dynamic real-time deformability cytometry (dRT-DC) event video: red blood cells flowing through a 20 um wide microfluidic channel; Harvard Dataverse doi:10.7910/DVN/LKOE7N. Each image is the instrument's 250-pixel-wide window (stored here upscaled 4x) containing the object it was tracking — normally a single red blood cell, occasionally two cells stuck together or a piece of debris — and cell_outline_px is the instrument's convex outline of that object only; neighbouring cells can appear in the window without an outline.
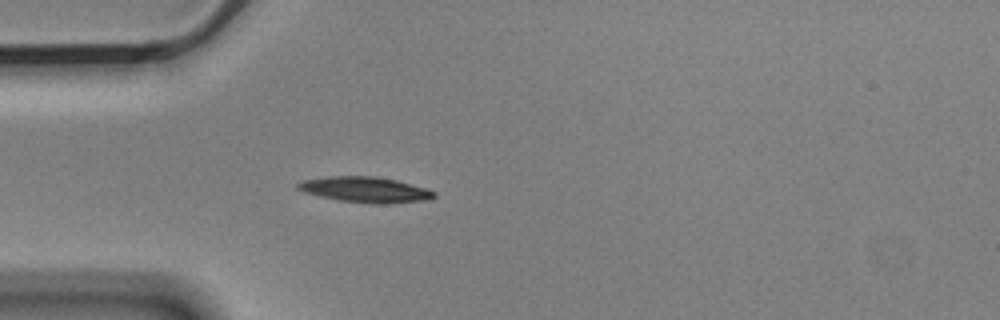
{"species": "Egyptian fruit bat (a non-hibernating species)", "species_latin": "Rousettus aegyptiacus", "temperature_condition": "cold", "stored_images_in_passage": 4, "camera_frame_rate_fps": 3000, "um_per_image_px": 0.085, "animal": {"sex": "male"}, "frame": {"image": 1, "passage_image": 4, "time_ms": 1.0, "image_size_px": [1000, 320], "cell_outline_px": [[436, 196], [432, 200], [384, 204], [372, 204], [340, 200], [320, 196], [304, 192], [296, 188], [296, 184], [300, 180], [328, 176], [376, 176], [396, 180], [428, 188], [436, 192]], "centroid_in_image_um": [31.08, 16.12], "position_along_channel_um": 53.9, "area_um2": 20.63}}